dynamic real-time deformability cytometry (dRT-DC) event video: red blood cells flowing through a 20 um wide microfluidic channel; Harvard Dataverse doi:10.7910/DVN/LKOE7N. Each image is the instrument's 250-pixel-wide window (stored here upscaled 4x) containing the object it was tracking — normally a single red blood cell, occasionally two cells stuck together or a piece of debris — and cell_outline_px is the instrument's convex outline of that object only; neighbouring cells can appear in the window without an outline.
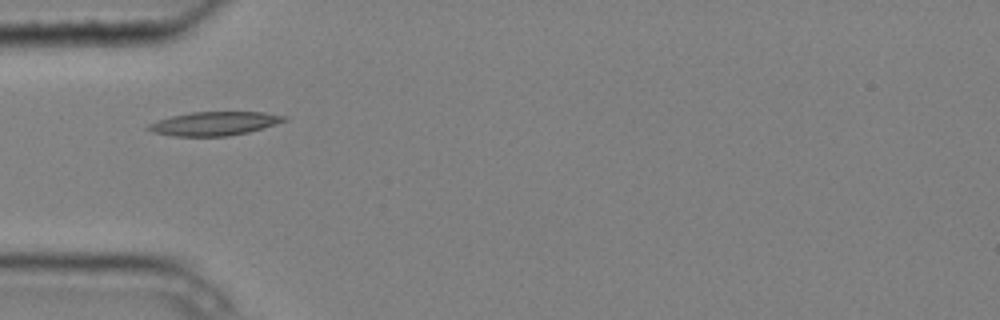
{"species": "common noctule bat (a hibernating species)", "species_latin": "Nyctalus noctula", "temperature_condition": "cold", "stored_images_in_passage": 10, "camera_frame_rate_fps": 3000, "um_per_image_px": 0.085, "animal": {"sex": "male", "body_mass_g": 20.4}, "frame": {"image": 1, "passage_image": 4, "time_ms": 1.0, "image_size_px": [1000, 320], "cell_outline_px": [[288, 120], [248, 132], [228, 136], [172, 136], [152, 132], [144, 128], [148, 124], [156, 120], [172, 116], [192, 112], [264, 112], [288, 116]], "centroid_in_image_um": [18.19, 10.5], "position_along_channel_um": 66.8, "area_um2": 18.84}}
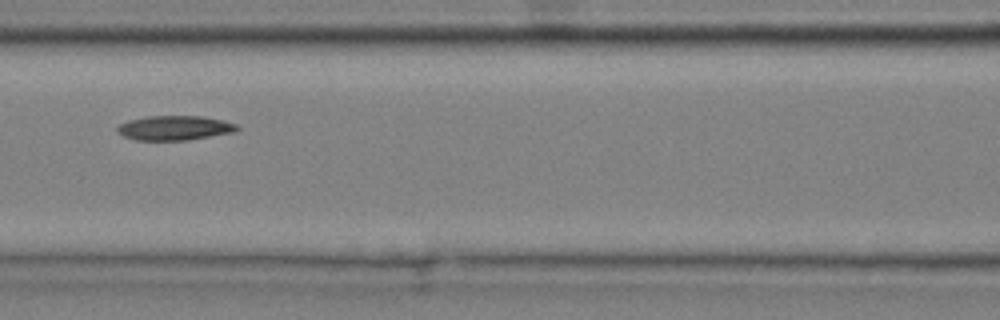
{"frame": {"image": 2, "passage_image": 6, "time_ms": 1.667, "image_size_px": [1000, 320], "cell_outline_px": [[240, 128], [232, 132], [188, 140], [136, 140], [124, 136], [116, 132], [116, 128], [120, 124], [128, 120], [148, 116], [200, 116], [224, 120], [236, 124]], "centroid_in_image_um": [14.81, 10.87], "position_along_channel_um": 151.8, "area_um2": 17.05}}
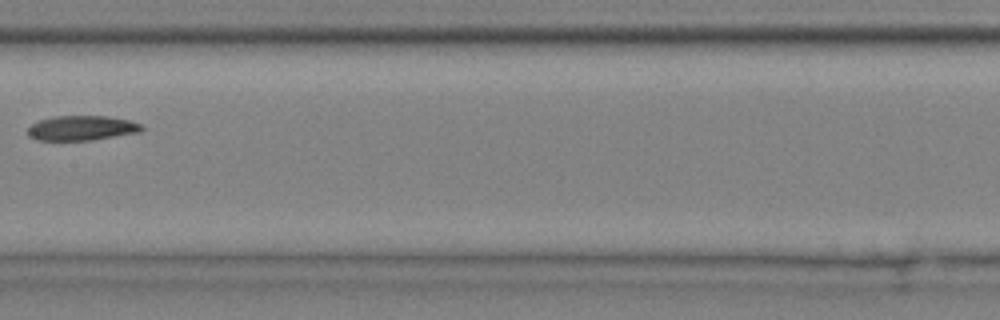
{"frame": {"image": 3, "passage_image": 7, "time_ms": 2.0, "image_size_px": [1000, 320], "cell_outline_px": [[144, 128], [140, 132], [92, 140], [36, 140], [28, 136], [28, 128], [32, 124], [40, 120], [52, 116], [108, 116], [128, 120], [144, 124]], "centroid_in_image_um": [6.97, 10.88], "position_along_channel_um": 200.4, "area_um2": 16.53}}